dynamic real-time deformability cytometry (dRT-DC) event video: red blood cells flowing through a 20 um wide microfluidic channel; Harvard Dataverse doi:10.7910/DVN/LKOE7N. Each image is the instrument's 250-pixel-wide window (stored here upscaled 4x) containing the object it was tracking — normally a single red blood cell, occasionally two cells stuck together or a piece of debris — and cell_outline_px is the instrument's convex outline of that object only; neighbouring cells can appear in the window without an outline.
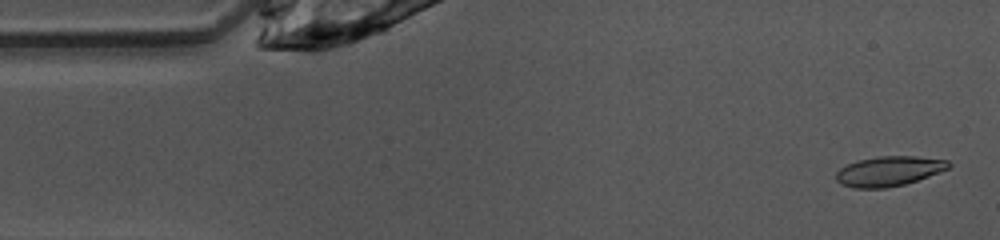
{"species": "common noctule bat (a hibernating species)", "species_latin": "Nyctalus noctula", "temperature_condition": "warm", "stored_images_in_passage": 48, "camera_frame_rate_fps": 3000, "um_per_image_px": 0.085, "animal": {"sex": "female", "body_mass_g": 10.0, "forearm_length_mm": 53.1}, "frame": {"image": 1, "passage_image": 2, "time_ms": 0.333, "image_size_px": [1000, 240], "cell_outline_px": [[952, 164], [948, 168], [928, 176], [904, 184], [884, 188], [852, 188], [840, 184], [836, 180], [836, 172], [840, 168], [848, 164], [860, 160], [880, 156], [916, 156], [948, 160]], "centroid_in_image_um": [75.53, 14.55], "position_along_channel_um": 9.5, "area_um2": 19.42}}
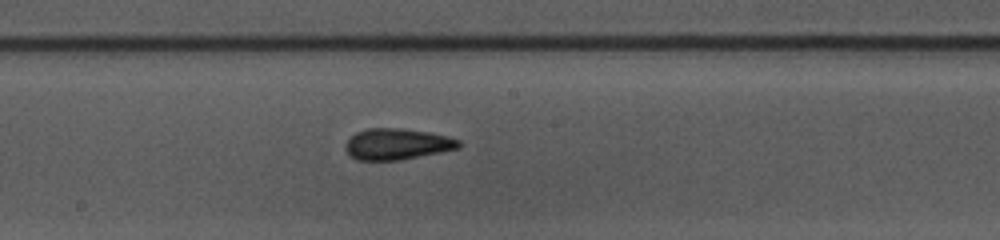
{"frame": {"image": 2, "passage_image": 24, "time_ms": 7.667, "image_size_px": [1000, 240], "cell_outline_px": [[464, 144], [460, 148], [400, 160], [356, 160], [348, 156], [344, 148], [344, 144], [356, 132], [368, 128], [400, 128], [428, 132], [448, 136], [460, 140]], "centroid_in_image_um": [33.75, 12.25], "position_along_channel_um": 214.5, "area_um2": 20.81}}
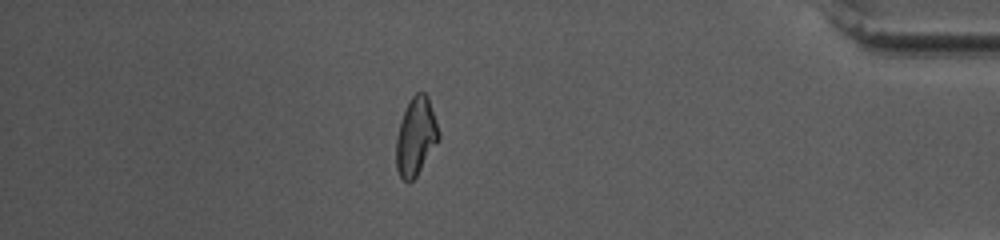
{"frame": {"image": 3, "passage_image": 41, "time_ms": 13.333, "image_size_px": [1000, 240], "cell_outline_px": [[440, 140], [416, 176], [408, 184], [400, 176], [396, 168], [396, 140], [400, 124], [404, 112], [412, 96], [416, 92], [424, 92], [428, 96], [440, 132]], "centroid_in_image_um": [35.37, 11.62], "position_along_channel_um": 399.8, "area_um2": 19.31}, "authors_computed_cell_mechanics": {"area_um2": 19.8832, "velocity_mm_per_s": 4.0488, "shape_relaxation_time_tau1_ms": 6.8641, "shape_relaxation_time_tau2_ms": 1.2156, "deformation_change_tau1": 0.1759, "deformation_change_tau2": 0.0686}}